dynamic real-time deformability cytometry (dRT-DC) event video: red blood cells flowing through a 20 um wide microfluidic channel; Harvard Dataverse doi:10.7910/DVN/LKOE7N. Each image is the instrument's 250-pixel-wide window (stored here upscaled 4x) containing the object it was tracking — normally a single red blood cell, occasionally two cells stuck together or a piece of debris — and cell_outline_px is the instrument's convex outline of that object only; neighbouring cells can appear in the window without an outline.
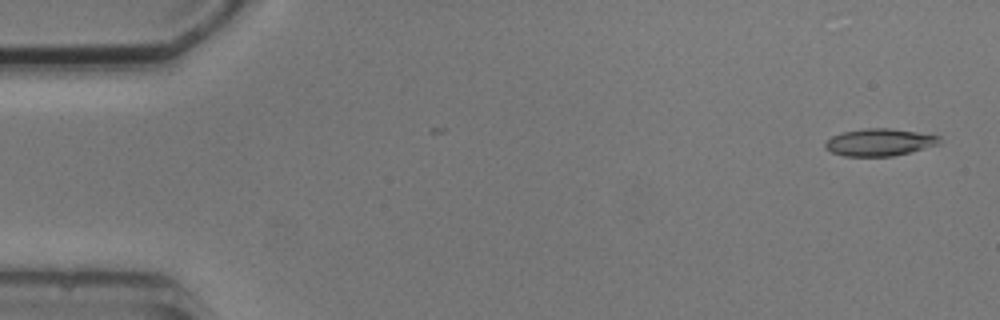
{"species": "common noctule bat (a hibernating species)", "species_latin": "Nyctalus noctula", "temperature_condition": "cold", "stored_images_in_passage": 2, "camera_frame_rate_fps": 3000, "um_per_image_px": 0.085, "animal": {"sex": "male", "body_mass_g": 20.5, "forearm_length_mm": 52.5}, "frame": {"image": 1, "passage_image": 1, "time_ms": 0.0, "image_size_px": [1000, 320], "cell_outline_px": [[940, 144], [892, 156], [844, 156], [832, 152], [824, 148], [824, 144], [832, 136], [844, 132], [868, 128], [888, 128], [916, 132], [940, 136]], "centroid_in_image_um": [74.74, 12.09], "position_along_channel_um": 10.3, "area_um2": 17.86}}